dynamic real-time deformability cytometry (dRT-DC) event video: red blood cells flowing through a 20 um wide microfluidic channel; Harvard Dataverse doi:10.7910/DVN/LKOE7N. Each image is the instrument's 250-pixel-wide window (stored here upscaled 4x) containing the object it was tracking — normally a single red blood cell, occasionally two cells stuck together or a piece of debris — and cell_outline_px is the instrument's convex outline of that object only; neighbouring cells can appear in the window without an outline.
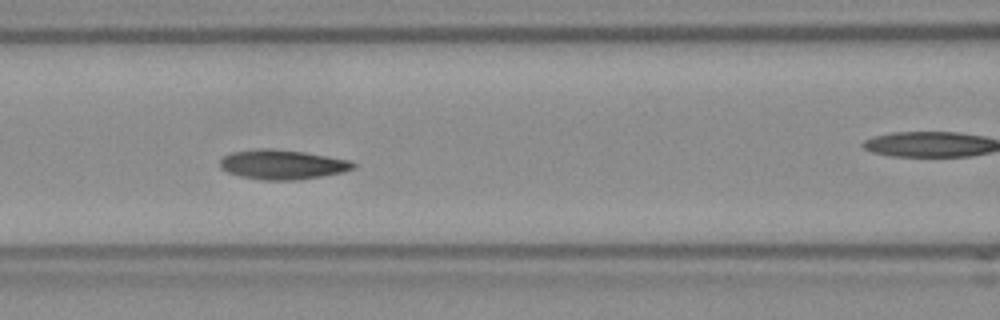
{"species": "Egyptian fruit bat (a non-hibernating species)", "species_latin": "Rousettus aegyptiacus", "temperature_condition": "room temperature", "stored_images_in_passage": 46, "camera_frame_rate_fps": 3000, "um_per_image_px": 0.085, "frame": {"image": 1, "passage_image": 14, "time_ms": 4.333, "image_size_px": [1000, 320], "cell_outline_px": [[356, 164], [352, 168], [344, 172], [300, 180], [264, 180], [240, 176], [228, 172], [220, 168], [220, 160], [224, 156], [232, 152], [260, 148], [272, 148], [304, 152], [348, 160]], "centroid_in_image_um": [23.97, 13.99], "position_along_channel_um": 142.6, "area_um2": 22.89}}
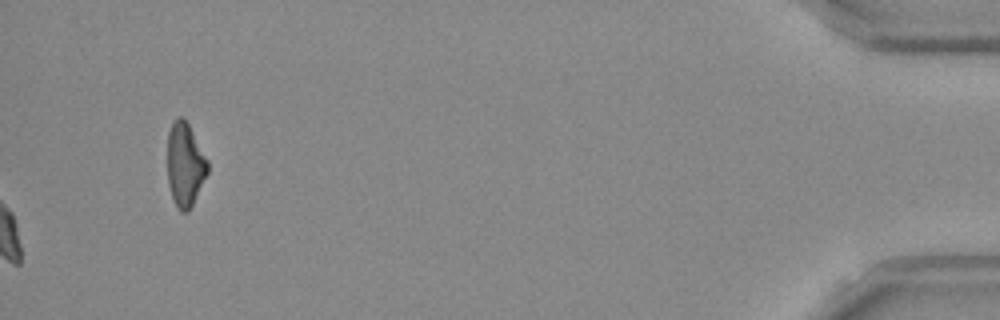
{"frame": {"image": 2, "passage_image": 46, "time_ms": 15.0, "image_size_px": [1000, 320], "cell_outline_px": [[208, 172], [188, 212], [180, 212], [176, 208], [168, 184], [168, 132], [176, 116], [184, 116], [208, 160]], "centroid_in_image_um": [15.72, 13.98], "position_along_channel_um": 419.5, "area_um2": 19.59}, "authors_computed_cell_mechanics": {"area_um2": 22.4842, "velocity_mm_per_s": 3.8166, "shape_relaxation_time_tau1_ms": 7.1135, "shape_relaxation_time_tau2_ms": 10.1098, "deformation_change_tau1": 0.1673, "deformation_change_tau2": 0.1674}}